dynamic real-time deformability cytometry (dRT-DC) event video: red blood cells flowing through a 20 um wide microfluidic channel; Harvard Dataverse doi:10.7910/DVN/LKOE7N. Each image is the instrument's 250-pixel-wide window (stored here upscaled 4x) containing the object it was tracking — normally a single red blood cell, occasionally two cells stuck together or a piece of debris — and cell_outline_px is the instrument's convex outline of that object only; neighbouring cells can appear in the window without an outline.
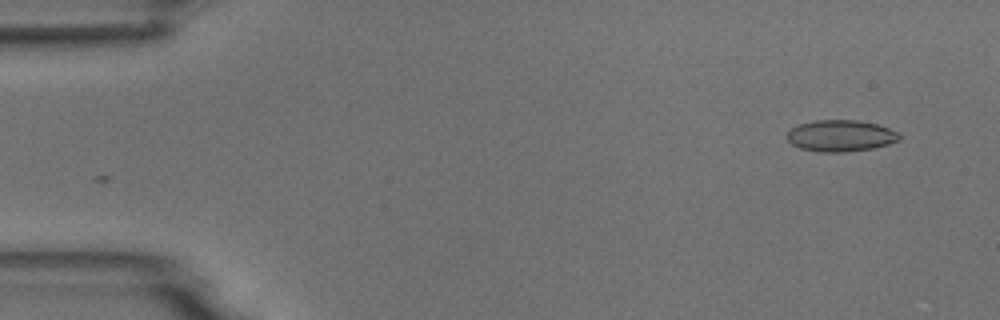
{"species": "common noctule bat (a hibernating species)", "species_latin": "Nyctalus noctula", "temperature_condition": "room temperature", "stored_images_in_passage": 6, "camera_frame_rate_fps": 3000, "um_per_image_px": 0.085, "animal": {"sex": "male", "body_mass_g": 18.8}, "frame": {"image": 1, "passage_image": 1, "time_ms": 0.0, "image_size_px": [1000, 320], "cell_outline_px": [[900, 140], [888, 144], [872, 148], [844, 152], [820, 152], [800, 148], [792, 144], [784, 136], [792, 128], [800, 124], [816, 120], [856, 120], [876, 124], [900, 132]], "centroid_in_image_um": [71.45, 11.54], "position_along_channel_um": 13.5, "area_um2": 20.58}}
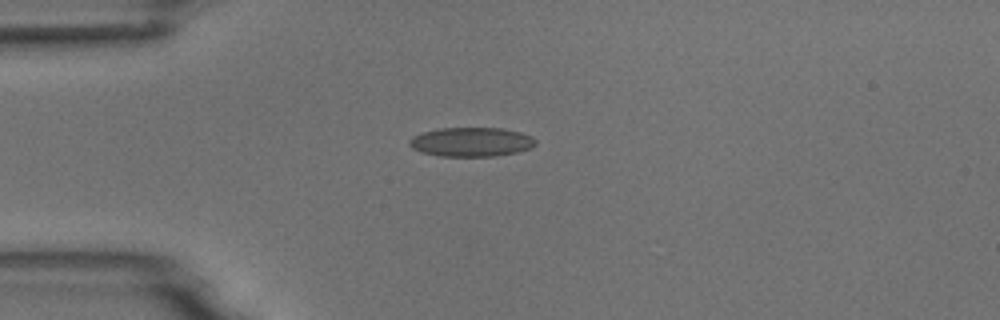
{"frame": {"image": 2, "passage_image": 4, "time_ms": 3.333, "image_size_px": [1000, 320], "cell_outline_px": [[536, 144], [532, 148], [516, 152], [496, 156], [440, 156], [424, 152], [412, 148], [408, 144], [408, 140], [412, 136], [424, 132], [440, 128], [500, 128], [520, 132], [532, 136], [536, 140]], "centroid_in_image_um": [40.08, 12.06], "position_along_channel_um": 44.9, "area_um2": 21.44}}
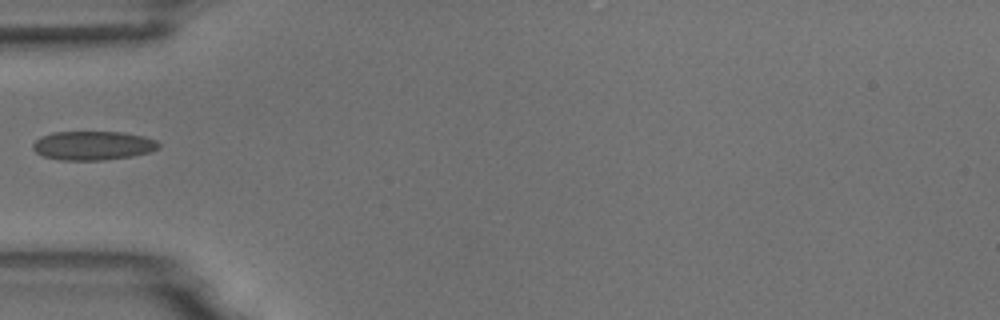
{"frame": {"image": 3, "passage_image": 5, "time_ms": 4.667, "image_size_px": [1000, 320], "cell_outline_px": [[160, 148], [148, 152], [132, 156], [104, 160], [60, 160], [44, 156], [36, 152], [32, 148], [32, 144], [40, 136], [52, 132], [124, 132], [144, 136], [156, 140], [160, 144]], "centroid_in_image_um": [7.9, 12.37], "position_along_channel_um": 77.1, "area_um2": 21.33}}